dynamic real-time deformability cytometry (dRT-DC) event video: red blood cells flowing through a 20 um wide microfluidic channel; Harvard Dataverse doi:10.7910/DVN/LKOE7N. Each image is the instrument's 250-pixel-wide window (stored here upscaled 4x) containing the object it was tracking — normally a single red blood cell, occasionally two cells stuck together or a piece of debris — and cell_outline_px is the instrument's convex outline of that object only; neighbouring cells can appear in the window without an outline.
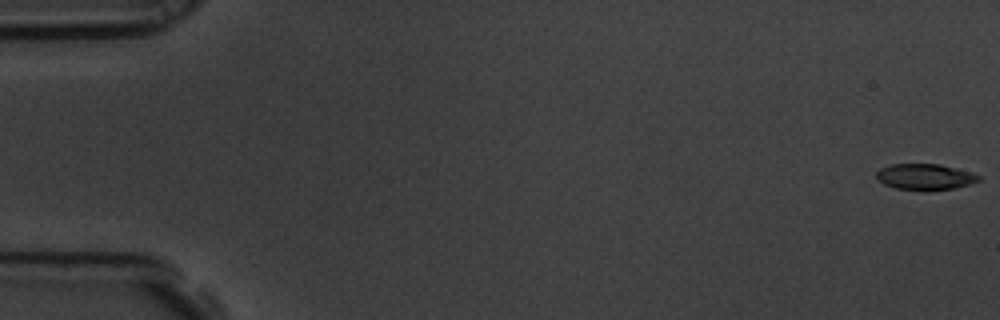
{"species": "common noctule bat (a hibernating species)", "species_latin": "Nyctalus noctula", "temperature_condition": "room temperature", "stored_images_in_passage": 58, "camera_frame_rate_fps": 3000, "um_per_image_px": 0.085, "animal": {"sex": "male", "body_mass_g": 19.5, "forearm_length_mm": 54.6}, "frame": {"image": 1, "passage_image": 1, "time_ms": 0.0, "image_size_px": [1000, 320], "cell_outline_px": [[980, 180], [972, 184], [956, 188], [896, 188], [884, 184], [876, 176], [876, 172], [880, 168], [892, 164], [940, 164], [972, 172], [980, 176]], "centroid_in_image_um": [78.66, 14.99], "position_along_channel_um": 6.3, "area_um2": 14.97}}
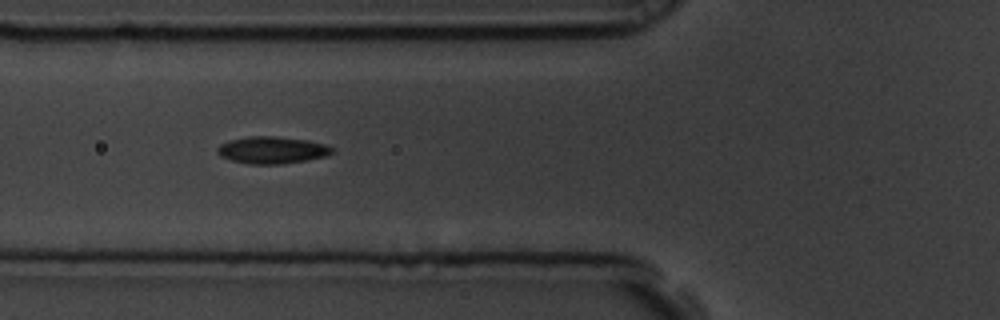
{"frame": {"image": 2, "passage_image": 22, "time_ms": 7.0, "image_size_px": [1000, 320], "cell_outline_px": [[332, 152], [324, 156], [308, 160], [280, 164], [248, 164], [232, 160], [220, 156], [216, 152], [216, 148], [220, 144], [228, 140], [248, 136], [272, 136], [308, 140], [324, 144], [332, 148]], "centroid_in_image_um": [23.06, 12.75], "position_along_channel_um": 102.7, "area_um2": 18.03}}
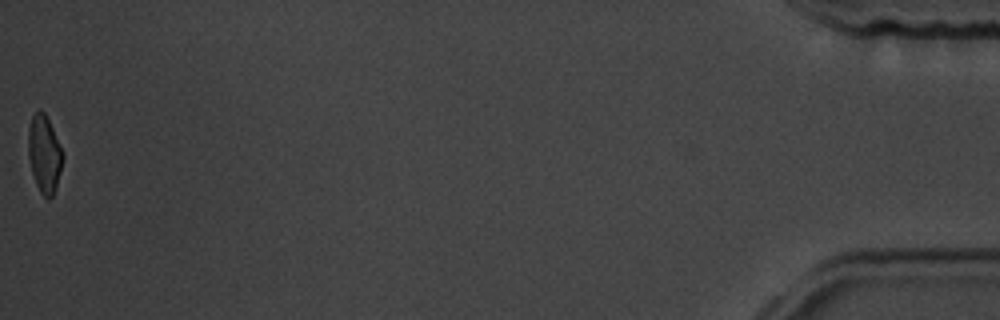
{"frame": {"image": 3, "passage_image": 58, "time_ms": 19.0, "image_size_px": [1000, 320], "cell_outline_px": [[64, 156], [56, 188], [52, 196], [48, 200], [40, 192], [36, 184], [32, 172], [28, 156], [28, 128], [32, 116], [40, 108], [44, 112], [64, 152]], "centroid_in_image_um": [3.77, 13.09], "position_along_channel_um": 431.4, "area_um2": 15.61}, "authors_computed_cell_mechanics": {"area_um2": 16.9643, "velocity_mm_per_s": 3.5725, "shape_relaxation_time_tau1_ms": 4.6951, "shape_relaxation_time_tau2_ms": 1.649, "deformation_change_tau1": 0.1251, "deformation_change_tau2": 0.0722}}